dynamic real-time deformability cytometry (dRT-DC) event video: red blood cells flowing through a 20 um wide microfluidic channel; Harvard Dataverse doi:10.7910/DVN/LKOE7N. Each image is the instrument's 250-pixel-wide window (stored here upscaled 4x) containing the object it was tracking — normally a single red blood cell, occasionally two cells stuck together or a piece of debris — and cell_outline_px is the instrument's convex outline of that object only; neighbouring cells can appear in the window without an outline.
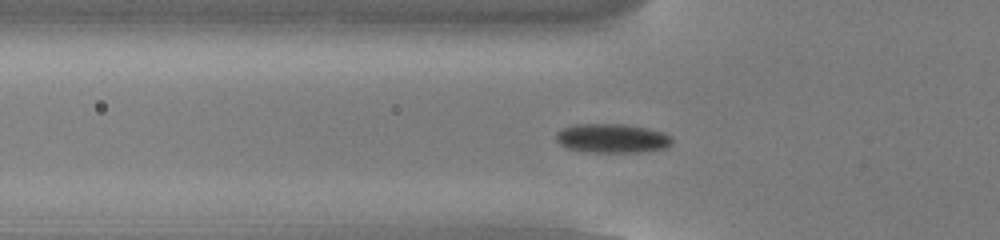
{"species": "common noctule bat (a hibernating species)", "species_latin": "Nyctalus noctula", "temperature_condition": "cold", "stored_images_in_passage": 53, "camera_frame_rate_fps": 3000, "um_per_image_px": 0.085, "animal": {"sex": "male", "body_mass_g": 13.0, "forearm_length_mm": 53.1}, "frame": {"image": 1, "passage_image": 17, "time_ms": 5.333, "image_size_px": [1000, 240], "cell_outline_px": [[672, 144], [668, 148], [640, 152], [592, 152], [568, 148], [560, 144], [556, 140], [556, 132], [572, 124], [624, 124], [648, 128], [664, 132], [672, 136]], "centroid_in_image_um": [52.08, 11.75], "position_along_channel_um": 73.7, "area_um2": 19.83}}
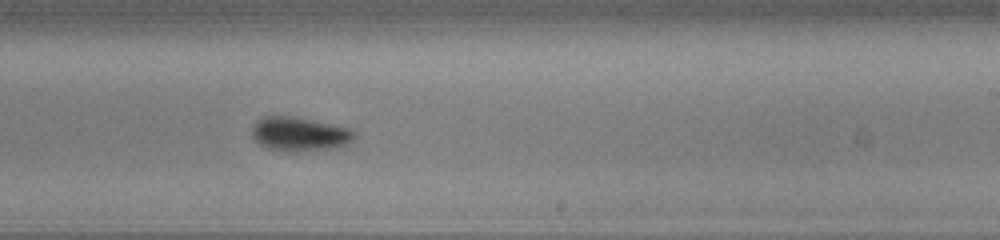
{"frame": {"image": 2, "passage_image": 32, "time_ms": 10.333, "image_size_px": [1000, 240], "cell_outline_px": [[356, 132], [352, 140], [348, 144], [340, 148], [292, 152], [284, 152], [268, 148], [260, 144], [252, 136], [252, 128], [256, 120], [264, 116], [292, 116], [332, 124], [348, 128]], "centroid_in_image_um": [25.46, 11.41], "position_along_channel_um": 263.5, "area_um2": 20.52}}
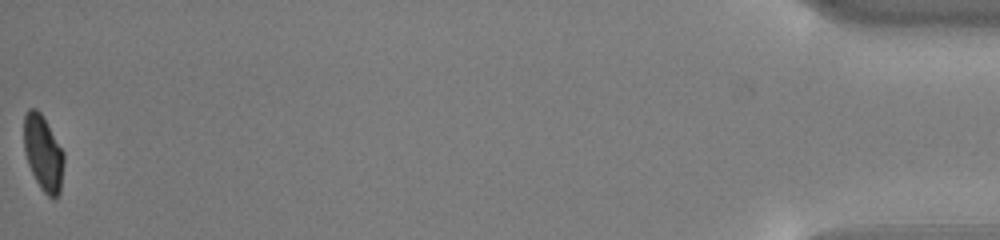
{"frame": {"image": 3, "passage_image": 53, "time_ms": 17.333, "image_size_px": [1000, 240], "cell_outline_px": [[64, 164], [60, 192], [52, 200], [40, 188], [28, 164], [24, 152], [24, 116], [28, 108], [36, 108], [40, 112], [64, 152]], "centroid_in_image_um": [3.67, 13.02], "position_along_channel_um": 431.5, "area_um2": 17.57}, "authors_computed_cell_mechanics": {"area_um2": 19.1318, "velocity_mm_per_s": 3.7992, "shape_relaxation_time_tau1_ms": 2.5776, "shape_relaxation_time_tau2_ms": null, "deformation_change_tau1": 0.0993, "deformation_change_tau2": null}}